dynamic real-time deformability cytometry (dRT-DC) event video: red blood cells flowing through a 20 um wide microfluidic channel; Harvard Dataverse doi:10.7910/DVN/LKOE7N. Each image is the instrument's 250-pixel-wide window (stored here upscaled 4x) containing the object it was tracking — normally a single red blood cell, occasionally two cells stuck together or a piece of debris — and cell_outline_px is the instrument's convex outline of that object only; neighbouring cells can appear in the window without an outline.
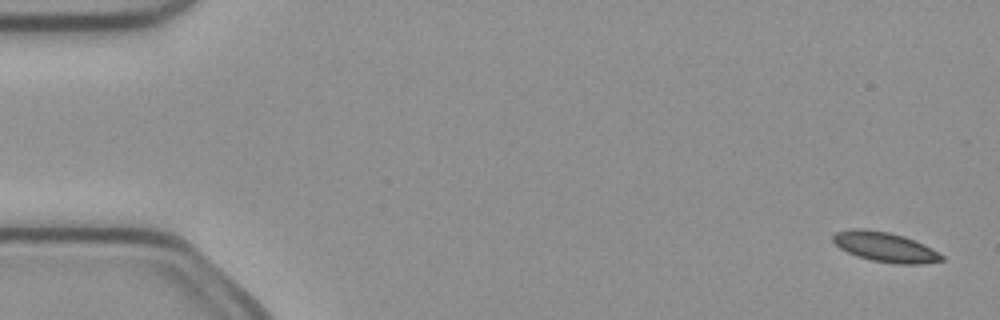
{"species": "common noctule bat (a hibernating species)", "species_latin": "Nyctalus noctula", "temperature_condition": "cold", "stored_images_in_passage": 4, "camera_frame_rate_fps": 3000, "um_per_image_px": 0.085, "animal": {"sex": "female", "body_mass_g": 21.9}, "frame": {"image": 1, "passage_image": 1, "time_ms": 0.0, "image_size_px": [1000, 320], "cell_outline_px": [[944, 260], [920, 264], [896, 264], [872, 260], [856, 256], [840, 248], [832, 240], [832, 236], [836, 232], [852, 228], [864, 228], [888, 232], [904, 236], [924, 244], [932, 248], [944, 256]], "centroid_in_image_um": [75.23, 20.99], "position_along_channel_um": 9.8, "area_um2": 18.9}}